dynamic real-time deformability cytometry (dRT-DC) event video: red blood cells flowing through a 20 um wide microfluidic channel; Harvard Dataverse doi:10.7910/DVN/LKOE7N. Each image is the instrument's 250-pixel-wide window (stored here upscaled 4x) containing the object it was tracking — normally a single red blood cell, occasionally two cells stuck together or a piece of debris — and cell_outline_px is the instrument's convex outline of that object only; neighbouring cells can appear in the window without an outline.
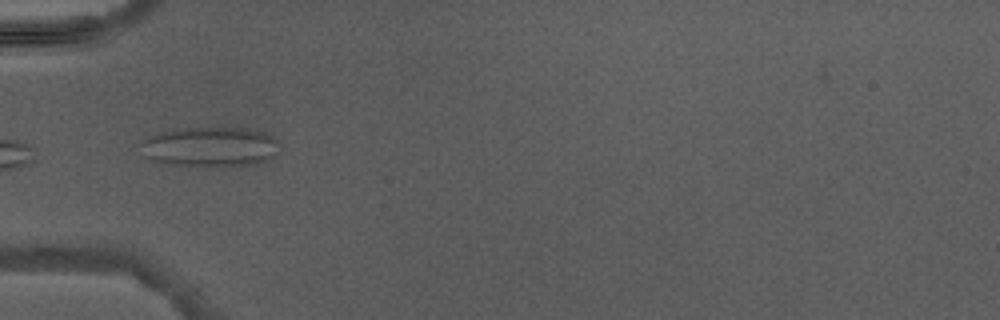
{"species": "Egyptian fruit bat (a non-hibernating species)", "species_latin": "Rousettus aegyptiacus", "temperature_condition": "warm", "stored_images_in_passage": 4, "camera_frame_rate_fps": 3000, "um_per_image_px": 0.085, "animal": {"sex": "male"}, "frame": {"image": 1, "passage_image": 4, "time_ms": 3.667, "image_size_px": [1000, 320], "cell_outline_px": [[276, 156], [268, 160], [256, 164], [212, 168], [164, 164], [152, 160], [144, 156], [144, 140], [160, 132], [184, 128], [244, 128], [260, 132], [272, 136], [276, 140]], "centroid_in_image_um": [17.88, 12.52], "position_along_channel_um": 67.1, "area_um2": 32.31}}